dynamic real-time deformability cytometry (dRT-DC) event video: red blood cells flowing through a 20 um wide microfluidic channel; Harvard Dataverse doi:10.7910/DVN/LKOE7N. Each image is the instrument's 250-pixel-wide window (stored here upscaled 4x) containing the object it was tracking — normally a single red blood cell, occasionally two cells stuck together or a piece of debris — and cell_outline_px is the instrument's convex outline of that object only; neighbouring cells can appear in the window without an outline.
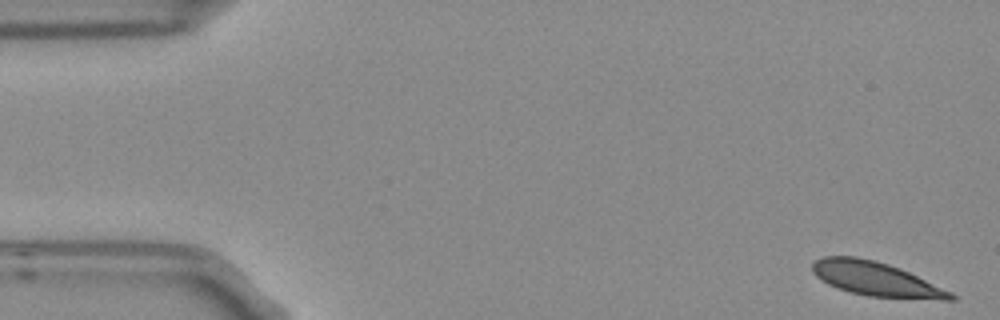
{"species": "Egyptian fruit bat (a non-hibernating species)", "species_latin": "Rousettus aegyptiacus", "temperature_condition": "room temperature", "stored_images_in_passage": 5, "camera_frame_rate_fps": 3000, "um_per_image_px": 0.085, "frame": {"image": 1, "passage_image": 1, "time_ms": 0.0, "image_size_px": [1000, 320], "cell_outline_px": [[956, 300], [940, 300], [868, 296], [836, 288], [828, 284], [816, 276], [812, 272], [812, 260], [824, 256], [856, 256], [888, 264], [900, 268], [952, 292], [956, 296]], "centroid_in_image_um": [74.44, 23.71], "position_along_channel_um": 10.6, "area_um2": 27.51}}